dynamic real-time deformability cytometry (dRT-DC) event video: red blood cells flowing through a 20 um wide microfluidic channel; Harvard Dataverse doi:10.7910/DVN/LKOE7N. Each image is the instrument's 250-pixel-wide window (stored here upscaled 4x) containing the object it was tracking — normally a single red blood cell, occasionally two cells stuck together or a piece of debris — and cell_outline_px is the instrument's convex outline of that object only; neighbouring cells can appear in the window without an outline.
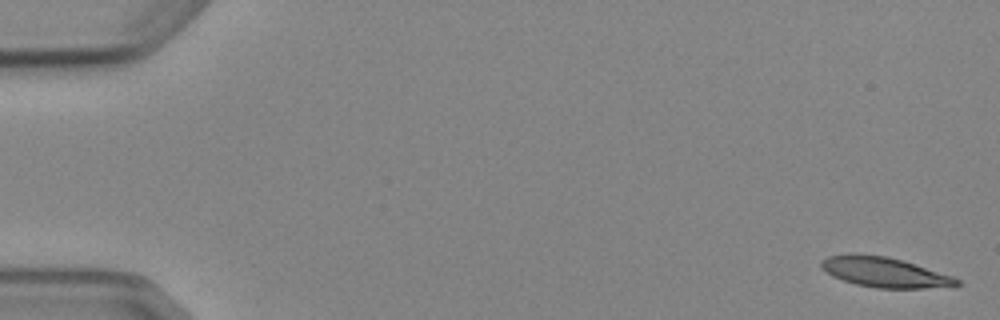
{"species": "Egyptian fruit bat (a non-hibernating species)", "species_latin": "Rousettus aegyptiacus", "temperature_condition": "cold", "stored_images_in_passage": 7, "camera_frame_rate_fps": 3000, "um_per_image_px": 0.085, "animal": {"sex": "female"}, "frame": {"image": 1, "passage_image": 1, "time_ms": 0.0, "image_size_px": [1000, 320], "cell_outline_px": [[960, 284], [924, 288], [876, 288], [856, 284], [832, 276], [820, 264], [820, 260], [828, 256], [848, 252], [852, 252], [888, 256], [952, 276], [960, 280]], "centroid_in_image_um": [75.1, 23.11], "position_along_channel_um": 9.9, "area_um2": 23.52}}
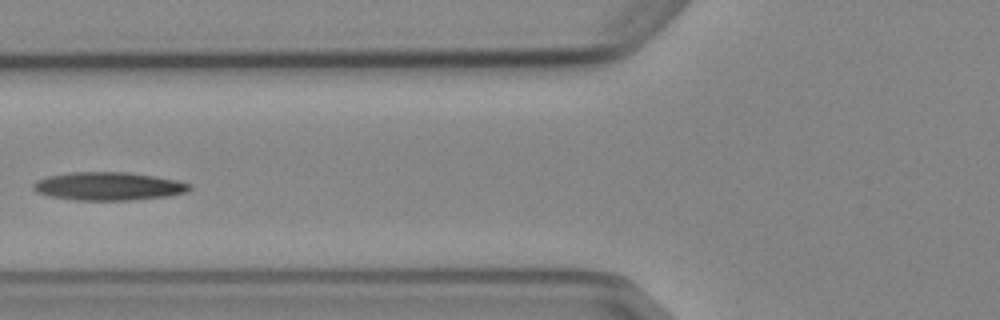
{"frame": {"image": 2, "passage_image": 6, "time_ms": 6.667, "image_size_px": [1000, 320], "cell_outline_px": [[192, 188], [188, 192], [168, 196], [132, 200], [76, 200], [48, 196], [36, 192], [32, 188], [32, 184], [36, 180], [48, 176], [72, 172], [128, 172], [176, 180], [192, 184]], "centroid_in_image_um": [9.21, 15.83], "position_along_channel_um": 116.6, "area_um2": 25.78}}
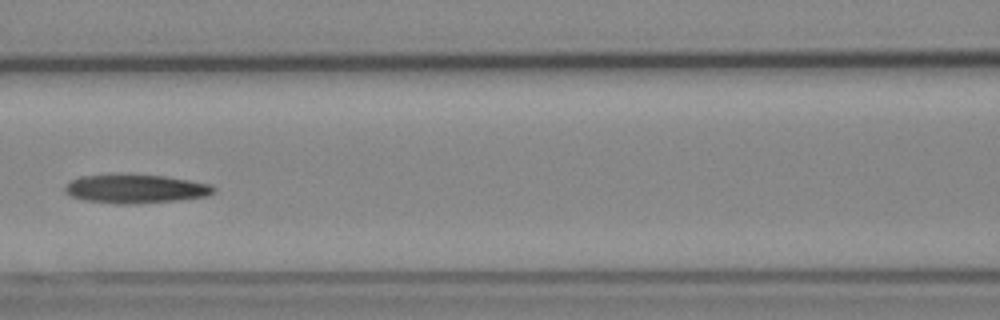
{"frame": {"image": 3, "passage_image": 7, "time_ms": 7.667, "image_size_px": [1000, 320], "cell_outline_px": [[216, 192], [208, 196], [180, 200], [136, 204], [112, 204], [84, 200], [72, 196], [64, 192], [64, 188], [72, 180], [80, 176], [112, 172], [164, 176], [212, 184], [216, 188]], "centroid_in_image_um": [11.52, 16.03], "position_along_channel_um": 155.1, "area_um2": 25.78}}